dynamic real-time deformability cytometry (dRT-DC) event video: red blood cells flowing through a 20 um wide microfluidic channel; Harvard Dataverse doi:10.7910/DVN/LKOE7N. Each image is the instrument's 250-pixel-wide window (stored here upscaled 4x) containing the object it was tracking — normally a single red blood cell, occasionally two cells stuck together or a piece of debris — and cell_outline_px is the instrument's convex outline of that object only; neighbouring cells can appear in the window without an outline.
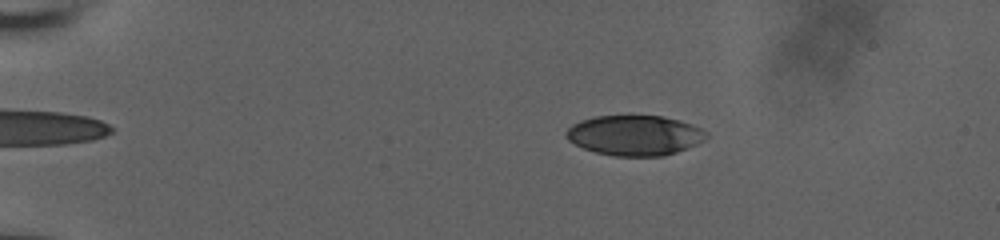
{"species": "human", "species_latin": "Homo sapiens", "temperature_condition": "room temperature", "stored_images_in_passage": 45, "camera_frame_rate_fps": 3000, "um_per_image_px": 0.085, "donor": {"sex": "male"}, "frame": {"image": 1, "passage_image": 7, "time_ms": 2.0, "image_size_px": [1000, 240], "cell_outline_px": [[708, 136], [704, 140], [696, 144], [676, 152], [664, 156], [616, 156], [596, 152], [584, 148], [568, 140], [564, 136], [564, 132], [572, 124], [580, 120], [596, 116], [660, 116], [692, 124], [708, 132]], "centroid_in_image_um": [53.93, 11.5], "position_along_channel_um": 31.1, "area_um2": 32.66}}
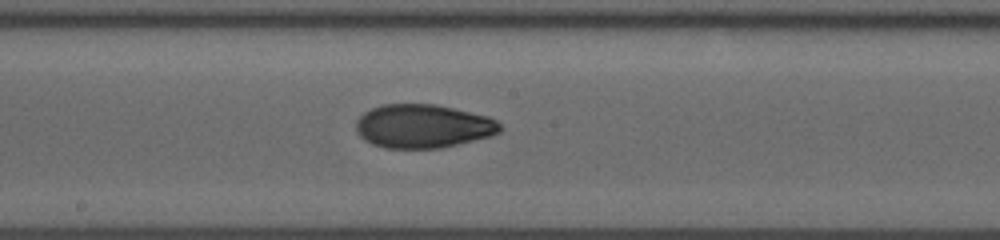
{"frame": {"image": 2, "passage_image": 28, "time_ms": 9.0, "image_size_px": [1000, 240], "cell_outline_px": [[504, 128], [500, 132], [492, 136], [440, 148], [384, 148], [372, 144], [364, 140], [356, 132], [356, 120], [364, 112], [372, 108], [384, 104], [436, 104], [488, 116], [496, 120]], "centroid_in_image_um": [35.96, 10.73], "position_along_channel_um": 212.2, "area_um2": 36.82}}
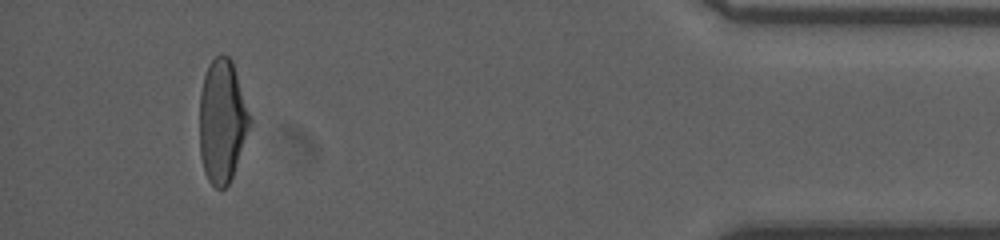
{"frame": {"image": 3, "passage_image": 44, "time_ms": 14.333, "image_size_px": [1000, 240], "cell_outline_px": [[252, 120], [232, 176], [228, 184], [224, 188], [216, 188], [208, 180], [204, 172], [200, 156], [200, 92], [204, 76], [208, 64], [216, 56], [228, 56], [232, 60]], "centroid_in_image_um": [18.87, 10.29], "position_along_channel_um": 416.3, "area_um2": 35.84}, "authors_computed_cell_mechanics": {"area_um2": 35.4892, "velocity_mm_per_s": 3.8776, "shape_relaxation_time_tau1_ms": 7.35, "shape_relaxation_time_tau2_ms": 1.4753, "deformation_change_tau1": 0.2188, "deformation_change_tau2": 0.0597}}